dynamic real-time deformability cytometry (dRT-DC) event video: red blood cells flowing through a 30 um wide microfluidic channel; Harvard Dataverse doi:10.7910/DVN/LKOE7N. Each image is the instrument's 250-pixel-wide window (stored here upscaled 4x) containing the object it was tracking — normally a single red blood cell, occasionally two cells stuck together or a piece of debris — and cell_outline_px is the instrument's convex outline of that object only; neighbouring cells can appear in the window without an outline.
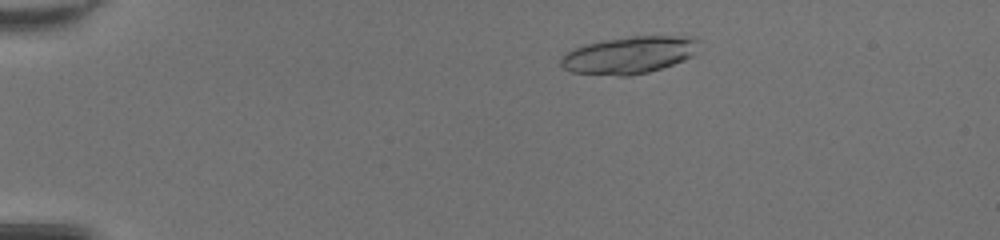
{"species": "common noctule bat (a hibernating species)", "species_latin": "Nyctalus noctula", "temperature_condition": "room temperature", "stored_images_in_passage": 46, "camera_frame_rate_fps": 3000, "um_per_image_px": 0.085, "animal": {"sex": "female", "body_mass_g": 20.0, "forearm_length_mm": 54.0}, "frame": {"image": 1, "passage_image": 7, "time_ms": 2.0, "image_size_px": [1000, 240], "cell_outline_px": [[700, 40], [696, 52], [692, 56], [684, 60], [648, 72], [628, 76], [620, 76], [572, 72], [564, 68], [560, 64], [560, 56], [564, 52], [572, 48], [584, 44], [604, 40], [632, 36], [696, 36]], "centroid_in_image_um": [53.47, 4.66], "position_along_channel_um": 31.5, "area_um2": 30.17}, "authors_computed_cell_mechanics": {"area_um2": 29.0445, "velocity_mm_per_s": 4.2675, "shape_relaxation_time_tau1_ms": 2.9991, "shape_relaxation_time_tau2_ms": 2.282, "deformation_change_tau1": 0.1511, "deformation_change_tau2": 0.0561}}